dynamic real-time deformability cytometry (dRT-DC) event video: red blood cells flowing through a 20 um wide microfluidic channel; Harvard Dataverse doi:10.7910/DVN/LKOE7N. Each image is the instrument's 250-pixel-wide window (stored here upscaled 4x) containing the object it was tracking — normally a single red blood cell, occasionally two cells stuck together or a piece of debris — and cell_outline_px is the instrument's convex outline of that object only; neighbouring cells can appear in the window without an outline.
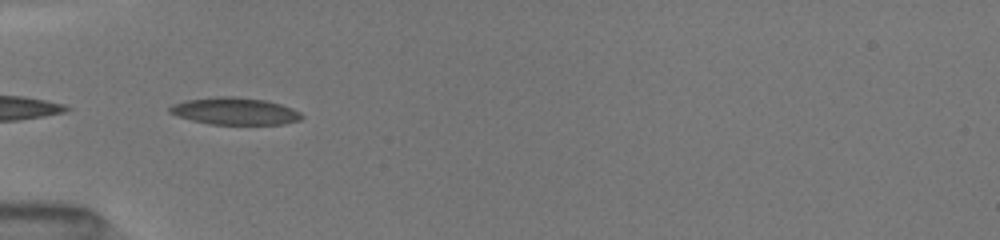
{"species": "common noctule bat (a hibernating species)", "species_latin": "Nyctalus noctula", "temperature_condition": "room temperature", "stored_images_in_passage": 9, "camera_frame_rate_fps": 3000, "um_per_image_px": 0.085, "animal": {"sex": "female", "body_mass_g": 19.5, "forearm_length_mm": 54.1}, "frame": {"image": 1, "passage_image": 1, "time_ms": 0.0, "image_size_px": [1000, 240], "cell_outline_px": [[304, 116], [300, 120], [280, 124], [212, 124], [192, 120], [168, 112], [168, 108], [172, 104], [188, 100], [216, 96], [236, 96], [264, 100], [280, 104], [300, 112]], "centroid_in_image_um": [19.95, 9.44], "position_along_channel_um": 65.0, "area_um2": 20.63}}